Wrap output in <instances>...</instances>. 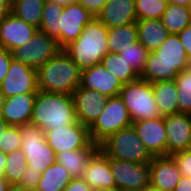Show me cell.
I'll use <instances>...</instances> for the list:
<instances>
[{
	"label": "cell",
	"mask_w": 191,
	"mask_h": 191,
	"mask_svg": "<svg viewBox=\"0 0 191 191\" xmlns=\"http://www.w3.org/2000/svg\"><path fill=\"white\" fill-rule=\"evenodd\" d=\"M108 0H78V2L93 16L97 17Z\"/></svg>",
	"instance_id": "f35d334b"
},
{
	"label": "cell",
	"mask_w": 191,
	"mask_h": 191,
	"mask_svg": "<svg viewBox=\"0 0 191 191\" xmlns=\"http://www.w3.org/2000/svg\"><path fill=\"white\" fill-rule=\"evenodd\" d=\"M3 101H4V96L0 92V113H1V107L3 105Z\"/></svg>",
	"instance_id": "f5cc1de1"
},
{
	"label": "cell",
	"mask_w": 191,
	"mask_h": 191,
	"mask_svg": "<svg viewBox=\"0 0 191 191\" xmlns=\"http://www.w3.org/2000/svg\"><path fill=\"white\" fill-rule=\"evenodd\" d=\"M147 191H174V190H162V189H156V188H149Z\"/></svg>",
	"instance_id": "db71d44e"
},
{
	"label": "cell",
	"mask_w": 191,
	"mask_h": 191,
	"mask_svg": "<svg viewBox=\"0 0 191 191\" xmlns=\"http://www.w3.org/2000/svg\"><path fill=\"white\" fill-rule=\"evenodd\" d=\"M101 64L122 84L134 82L140 78V75L118 53L108 52Z\"/></svg>",
	"instance_id": "f1b7e54d"
},
{
	"label": "cell",
	"mask_w": 191,
	"mask_h": 191,
	"mask_svg": "<svg viewBox=\"0 0 191 191\" xmlns=\"http://www.w3.org/2000/svg\"><path fill=\"white\" fill-rule=\"evenodd\" d=\"M7 163L4 170V177L10 184H19L23 173L27 168V161L23 151L14 150L7 153Z\"/></svg>",
	"instance_id": "1f68e13d"
},
{
	"label": "cell",
	"mask_w": 191,
	"mask_h": 191,
	"mask_svg": "<svg viewBox=\"0 0 191 191\" xmlns=\"http://www.w3.org/2000/svg\"><path fill=\"white\" fill-rule=\"evenodd\" d=\"M138 41L149 51L157 50L170 35L161 19L137 20Z\"/></svg>",
	"instance_id": "cb8c5ba5"
},
{
	"label": "cell",
	"mask_w": 191,
	"mask_h": 191,
	"mask_svg": "<svg viewBox=\"0 0 191 191\" xmlns=\"http://www.w3.org/2000/svg\"><path fill=\"white\" fill-rule=\"evenodd\" d=\"M110 168L118 191H144L150 188L149 163L110 158Z\"/></svg>",
	"instance_id": "9c48e42d"
},
{
	"label": "cell",
	"mask_w": 191,
	"mask_h": 191,
	"mask_svg": "<svg viewBox=\"0 0 191 191\" xmlns=\"http://www.w3.org/2000/svg\"><path fill=\"white\" fill-rule=\"evenodd\" d=\"M177 35L184 46L187 57H191V24Z\"/></svg>",
	"instance_id": "b9f144b4"
},
{
	"label": "cell",
	"mask_w": 191,
	"mask_h": 191,
	"mask_svg": "<svg viewBox=\"0 0 191 191\" xmlns=\"http://www.w3.org/2000/svg\"><path fill=\"white\" fill-rule=\"evenodd\" d=\"M94 17L77 1L64 6L58 18V45L61 49L76 40Z\"/></svg>",
	"instance_id": "4fadbf2b"
},
{
	"label": "cell",
	"mask_w": 191,
	"mask_h": 191,
	"mask_svg": "<svg viewBox=\"0 0 191 191\" xmlns=\"http://www.w3.org/2000/svg\"><path fill=\"white\" fill-rule=\"evenodd\" d=\"M45 139L55 154L89 147L93 143L89 127L78 121L70 126L45 131Z\"/></svg>",
	"instance_id": "7c38bea8"
},
{
	"label": "cell",
	"mask_w": 191,
	"mask_h": 191,
	"mask_svg": "<svg viewBox=\"0 0 191 191\" xmlns=\"http://www.w3.org/2000/svg\"><path fill=\"white\" fill-rule=\"evenodd\" d=\"M21 129L19 126L9 125L5 132H0V150L10 153L21 149Z\"/></svg>",
	"instance_id": "d590c367"
},
{
	"label": "cell",
	"mask_w": 191,
	"mask_h": 191,
	"mask_svg": "<svg viewBox=\"0 0 191 191\" xmlns=\"http://www.w3.org/2000/svg\"><path fill=\"white\" fill-rule=\"evenodd\" d=\"M97 18L109 29L137 22L135 0H108Z\"/></svg>",
	"instance_id": "7402d4cb"
},
{
	"label": "cell",
	"mask_w": 191,
	"mask_h": 191,
	"mask_svg": "<svg viewBox=\"0 0 191 191\" xmlns=\"http://www.w3.org/2000/svg\"><path fill=\"white\" fill-rule=\"evenodd\" d=\"M9 124L6 123L1 117H0V132H5V130L8 128Z\"/></svg>",
	"instance_id": "f907efd6"
},
{
	"label": "cell",
	"mask_w": 191,
	"mask_h": 191,
	"mask_svg": "<svg viewBox=\"0 0 191 191\" xmlns=\"http://www.w3.org/2000/svg\"><path fill=\"white\" fill-rule=\"evenodd\" d=\"M77 121L70 94L37 92L31 123L47 130L73 125Z\"/></svg>",
	"instance_id": "277c9868"
},
{
	"label": "cell",
	"mask_w": 191,
	"mask_h": 191,
	"mask_svg": "<svg viewBox=\"0 0 191 191\" xmlns=\"http://www.w3.org/2000/svg\"><path fill=\"white\" fill-rule=\"evenodd\" d=\"M72 179L67 169L55 162L41 174L35 191H64Z\"/></svg>",
	"instance_id": "484cf974"
},
{
	"label": "cell",
	"mask_w": 191,
	"mask_h": 191,
	"mask_svg": "<svg viewBox=\"0 0 191 191\" xmlns=\"http://www.w3.org/2000/svg\"><path fill=\"white\" fill-rule=\"evenodd\" d=\"M167 155L191 148V115L177 113L164 116Z\"/></svg>",
	"instance_id": "2e32d148"
},
{
	"label": "cell",
	"mask_w": 191,
	"mask_h": 191,
	"mask_svg": "<svg viewBox=\"0 0 191 191\" xmlns=\"http://www.w3.org/2000/svg\"><path fill=\"white\" fill-rule=\"evenodd\" d=\"M167 4V0H135L137 19H161Z\"/></svg>",
	"instance_id": "836d02e7"
},
{
	"label": "cell",
	"mask_w": 191,
	"mask_h": 191,
	"mask_svg": "<svg viewBox=\"0 0 191 191\" xmlns=\"http://www.w3.org/2000/svg\"><path fill=\"white\" fill-rule=\"evenodd\" d=\"M139 75L145 68L149 51L138 41L119 53Z\"/></svg>",
	"instance_id": "e575fe53"
},
{
	"label": "cell",
	"mask_w": 191,
	"mask_h": 191,
	"mask_svg": "<svg viewBox=\"0 0 191 191\" xmlns=\"http://www.w3.org/2000/svg\"><path fill=\"white\" fill-rule=\"evenodd\" d=\"M138 137L149 153L154 156H167V136L164 116L132 123Z\"/></svg>",
	"instance_id": "9a60e30c"
},
{
	"label": "cell",
	"mask_w": 191,
	"mask_h": 191,
	"mask_svg": "<svg viewBox=\"0 0 191 191\" xmlns=\"http://www.w3.org/2000/svg\"><path fill=\"white\" fill-rule=\"evenodd\" d=\"M179 168L181 177L191 178V148L171 155Z\"/></svg>",
	"instance_id": "8d00e7d4"
},
{
	"label": "cell",
	"mask_w": 191,
	"mask_h": 191,
	"mask_svg": "<svg viewBox=\"0 0 191 191\" xmlns=\"http://www.w3.org/2000/svg\"><path fill=\"white\" fill-rule=\"evenodd\" d=\"M150 188L174 190L181 179V173L171 155L154 156L149 162Z\"/></svg>",
	"instance_id": "ac0fdd59"
},
{
	"label": "cell",
	"mask_w": 191,
	"mask_h": 191,
	"mask_svg": "<svg viewBox=\"0 0 191 191\" xmlns=\"http://www.w3.org/2000/svg\"><path fill=\"white\" fill-rule=\"evenodd\" d=\"M76 119L90 127L102 113L108 100L106 95L79 86L72 94Z\"/></svg>",
	"instance_id": "5bb4252c"
},
{
	"label": "cell",
	"mask_w": 191,
	"mask_h": 191,
	"mask_svg": "<svg viewBox=\"0 0 191 191\" xmlns=\"http://www.w3.org/2000/svg\"><path fill=\"white\" fill-rule=\"evenodd\" d=\"M40 178L41 174L38 171H34L33 168L27 166L18 185L23 186L27 190L35 191Z\"/></svg>",
	"instance_id": "74e56055"
},
{
	"label": "cell",
	"mask_w": 191,
	"mask_h": 191,
	"mask_svg": "<svg viewBox=\"0 0 191 191\" xmlns=\"http://www.w3.org/2000/svg\"><path fill=\"white\" fill-rule=\"evenodd\" d=\"M61 50L54 38L38 30L29 42L22 47L13 49L11 53L14 60L37 70Z\"/></svg>",
	"instance_id": "30bf717a"
},
{
	"label": "cell",
	"mask_w": 191,
	"mask_h": 191,
	"mask_svg": "<svg viewBox=\"0 0 191 191\" xmlns=\"http://www.w3.org/2000/svg\"><path fill=\"white\" fill-rule=\"evenodd\" d=\"M188 57L177 34H170L166 41L148 59L140 78L150 83L174 80L187 67Z\"/></svg>",
	"instance_id": "6da1fadb"
},
{
	"label": "cell",
	"mask_w": 191,
	"mask_h": 191,
	"mask_svg": "<svg viewBox=\"0 0 191 191\" xmlns=\"http://www.w3.org/2000/svg\"><path fill=\"white\" fill-rule=\"evenodd\" d=\"M98 151L99 145L93 142L89 147L59 152L55 158L56 162L67 169L72 178H83L87 164Z\"/></svg>",
	"instance_id": "603a6c76"
},
{
	"label": "cell",
	"mask_w": 191,
	"mask_h": 191,
	"mask_svg": "<svg viewBox=\"0 0 191 191\" xmlns=\"http://www.w3.org/2000/svg\"><path fill=\"white\" fill-rule=\"evenodd\" d=\"M64 6L54 2H45L39 31L54 38L58 43V18L62 15Z\"/></svg>",
	"instance_id": "4dcf8cb0"
},
{
	"label": "cell",
	"mask_w": 191,
	"mask_h": 191,
	"mask_svg": "<svg viewBox=\"0 0 191 191\" xmlns=\"http://www.w3.org/2000/svg\"><path fill=\"white\" fill-rule=\"evenodd\" d=\"M38 30L10 13L0 22V47L11 52L29 42Z\"/></svg>",
	"instance_id": "e0dca14e"
},
{
	"label": "cell",
	"mask_w": 191,
	"mask_h": 191,
	"mask_svg": "<svg viewBox=\"0 0 191 191\" xmlns=\"http://www.w3.org/2000/svg\"><path fill=\"white\" fill-rule=\"evenodd\" d=\"M45 0H12L11 13L39 29Z\"/></svg>",
	"instance_id": "f546056e"
},
{
	"label": "cell",
	"mask_w": 191,
	"mask_h": 191,
	"mask_svg": "<svg viewBox=\"0 0 191 191\" xmlns=\"http://www.w3.org/2000/svg\"><path fill=\"white\" fill-rule=\"evenodd\" d=\"M38 89L72 94L81 82V69L62 49L37 70Z\"/></svg>",
	"instance_id": "3957f363"
},
{
	"label": "cell",
	"mask_w": 191,
	"mask_h": 191,
	"mask_svg": "<svg viewBox=\"0 0 191 191\" xmlns=\"http://www.w3.org/2000/svg\"><path fill=\"white\" fill-rule=\"evenodd\" d=\"M83 179L95 191L116 190L115 180L110 168V158L100 150L89 161Z\"/></svg>",
	"instance_id": "ffe728a7"
},
{
	"label": "cell",
	"mask_w": 191,
	"mask_h": 191,
	"mask_svg": "<svg viewBox=\"0 0 191 191\" xmlns=\"http://www.w3.org/2000/svg\"><path fill=\"white\" fill-rule=\"evenodd\" d=\"M37 93H25L4 99L0 117L9 125L29 123Z\"/></svg>",
	"instance_id": "44dd1931"
},
{
	"label": "cell",
	"mask_w": 191,
	"mask_h": 191,
	"mask_svg": "<svg viewBox=\"0 0 191 191\" xmlns=\"http://www.w3.org/2000/svg\"><path fill=\"white\" fill-rule=\"evenodd\" d=\"M107 32L108 28L94 17L63 50L81 70L100 64L108 53Z\"/></svg>",
	"instance_id": "7a4b0ae2"
},
{
	"label": "cell",
	"mask_w": 191,
	"mask_h": 191,
	"mask_svg": "<svg viewBox=\"0 0 191 191\" xmlns=\"http://www.w3.org/2000/svg\"><path fill=\"white\" fill-rule=\"evenodd\" d=\"M7 153H4L0 150V176L4 175L5 166L7 163Z\"/></svg>",
	"instance_id": "f6af8a7d"
},
{
	"label": "cell",
	"mask_w": 191,
	"mask_h": 191,
	"mask_svg": "<svg viewBox=\"0 0 191 191\" xmlns=\"http://www.w3.org/2000/svg\"><path fill=\"white\" fill-rule=\"evenodd\" d=\"M12 0H0V22L11 13Z\"/></svg>",
	"instance_id": "7bdbcfd3"
},
{
	"label": "cell",
	"mask_w": 191,
	"mask_h": 191,
	"mask_svg": "<svg viewBox=\"0 0 191 191\" xmlns=\"http://www.w3.org/2000/svg\"><path fill=\"white\" fill-rule=\"evenodd\" d=\"M132 122L162 117L155 102L152 84L139 78L123 84L119 93Z\"/></svg>",
	"instance_id": "8992f818"
},
{
	"label": "cell",
	"mask_w": 191,
	"mask_h": 191,
	"mask_svg": "<svg viewBox=\"0 0 191 191\" xmlns=\"http://www.w3.org/2000/svg\"><path fill=\"white\" fill-rule=\"evenodd\" d=\"M37 71L25 63L12 59L8 73L0 84L4 99L25 93H37Z\"/></svg>",
	"instance_id": "8fae6325"
},
{
	"label": "cell",
	"mask_w": 191,
	"mask_h": 191,
	"mask_svg": "<svg viewBox=\"0 0 191 191\" xmlns=\"http://www.w3.org/2000/svg\"><path fill=\"white\" fill-rule=\"evenodd\" d=\"M7 191H31L18 184H10Z\"/></svg>",
	"instance_id": "681fc988"
},
{
	"label": "cell",
	"mask_w": 191,
	"mask_h": 191,
	"mask_svg": "<svg viewBox=\"0 0 191 191\" xmlns=\"http://www.w3.org/2000/svg\"><path fill=\"white\" fill-rule=\"evenodd\" d=\"M99 150L106 157L135 163H149L153 159L133 125L109 136L99 145Z\"/></svg>",
	"instance_id": "5b68a950"
},
{
	"label": "cell",
	"mask_w": 191,
	"mask_h": 191,
	"mask_svg": "<svg viewBox=\"0 0 191 191\" xmlns=\"http://www.w3.org/2000/svg\"><path fill=\"white\" fill-rule=\"evenodd\" d=\"M108 52L120 53L138 42V31L135 23L109 28L107 32Z\"/></svg>",
	"instance_id": "4316f807"
},
{
	"label": "cell",
	"mask_w": 191,
	"mask_h": 191,
	"mask_svg": "<svg viewBox=\"0 0 191 191\" xmlns=\"http://www.w3.org/2000/svg\"><path fill=\"white\" fill-rule=\"evenodd\" d=\"M174 81L178 92V113L191 115V71H181Z\"/></svg>",
	"instance_id": "d6a6232c"
},
{
	"label": "cell",
	"mask_w": 191,
	"mask_h": 191,
	"mask_svg": "<svg viewBox=\"0 0 191 191\" xmlns=\"http://www.w3.org/2000/svg\"><path fill=\"white\" fill-rule=\"evenodd\" d=\"M186 69L189 70V71H191V57H188Z\"/></svg>",
	"instance_id": "816d5d0a"
},
{
	"label": "cell",
	"mask_w": 191,
	"mask_h": 191,
	"mask_svg": "<svg viewBox=\"0 0 191 191\" xmlns=\"http://www.w3.org/2000/svg\"><path fill=\"white\" fill-rule=\"evenodd\" d=\"M132 123L129 111L120 96L108 97L102 113L89 127L91 140L100 145L109 136Z\"/></svg>",
	"instance_id": "ba28073f"
},
{
	"label": "cell",
	"mask_w": 191,
	"mask_h": 191,
	"mask_svg": "<svg viewBox=\"0 0 191 191\" xmlns=\"http://www.w3.org/2000/svg\"><path fill=\"white\" fill-rule=\"evenodd\" d=\"M161 21L170 34H178L191 24V7L168 3Z\"/></svg>",
	"instance_id": "83f0119b"
},
{
	"label": "cell",
	"mask_w": 191,
	"mask_h": 191,
	"mask_svg": "<svg viewBox=\"0 0 191 191\" xmlns=\"http://www.w3.org/2000/svg\"><path fill=\"white\" fill-rule=\"evenodd\" d=\"M77 1L78 0H45V2H54L61 6H67Z\"/></svg>",
	"instance_id": "bcb514c9"
},
{
	"label": "cell",
	"mask_w": 191,
	"mask_h": 191,
	"mask_svg": "<svg viewBox=\"0 0 191 191\" xmlns=\"http://www.w3.org/2000/svg\"><path fill=\"white\" fill-rule=\"evenodd\" d=\"M174 191H191V178L181 177Z\"/></svg>",
	"instance_id": "ee69618b"
},
{
	"label": "cell",
	"mask_w": 191,
	"mask_h": 191,
	"mask_svg": "<svg viewBox=\"0 0 191 191\" xmlns=\"http://www.w3.org/2000/svg\"><path fill=\"white\" fill-rule=\"evenodd\" d=\"M80 86L107 97L119 96L123 84L100 63L81 71Z\"/></svg>",
	"instance_id": "d6986e66"
},
{
	"label": "cell",
	"mask_w": 191,
	"mask_h": 191,
	"mask_svg": "<svg viewBox=\"0 0 191 191\" xmlns=\"http://www.w3.org/2000/svg\"><path fill=\"white\" fill-rule=\"evenodd\" d=\"M155 102L161 116L178 113V92L174 80L151 83Z\"/></svg>",
	"instance_id": "d4e9b609"
},
{
	"label": "cell",
	"mask_w": 191,
	"mask_h": 191,
	"mask_svg": "<svg viewBox=\"0 0 191 191\" xmlns=\"http://www.w3.org/2000/svg\"><path fill=\"white\" fill-rule=\"evenodd\" d=\"M12 59V53L9 50L0 47V84L8 73Z\"/></svg>",
	"instance_id": "ab89813d"
},
{
	"label": "cell",
	"mask_w": 191,
	"mask_h": 191,
	"mask_svg": "<svg viewBox=\"0 0 191 191\" xmlns=\"http://www.w3.org/2000/svg\"><path fill=\"white\" fill-rule=\"evenodd\" d=\"M10 183L4 176H0V191H7Z\"/></svg>",
	"instance_id": "c3c4849f"
},
{
	"label": "cell",
	"mask_w": 191,
	"mask_h": 191,
	"mask_svg": "<svg viewBox=\"0 0 191 191\" xmlns=\"http://www.w3.org/2000/svg\"><path fill=\"white\" fill-rule=\"evenodd\" d=\"M64 191H95L83 178H73Z\"/></svg>",
	"instance_id": "60d3db41"
},
{
	"label": "cell",
	"mask_w": 191,
	"mask_h": 191,
	"mask_svg": "<svg viewBox=\"0 0 191 191\" xmlns=\"http://www.w3.org/2000/svg\"><path fill=\"white\" fill-rule=\"evenodd\" d=\"M168 3L191 7V0H167Z\"/></svg>",
	"instance_id": "7dc6e473"
},
{
	"label": "cell",
	"mask_w": 191,
	"mask_h": 191,
	"mask_svg": "<svg viewBox=\"0 0 191 191\" xmlns=\"http://www.w3.org/2000/svg\"><path fill=\"white\" fill-rule=\"evenodd\" d=\"M21 129V150L25 154L27 166L42 174L56 162V154L47 144L44 129L31 122L19 126Z\"/></svg>",
	"instance_id": "52a82bcc"
}]
</instances>
